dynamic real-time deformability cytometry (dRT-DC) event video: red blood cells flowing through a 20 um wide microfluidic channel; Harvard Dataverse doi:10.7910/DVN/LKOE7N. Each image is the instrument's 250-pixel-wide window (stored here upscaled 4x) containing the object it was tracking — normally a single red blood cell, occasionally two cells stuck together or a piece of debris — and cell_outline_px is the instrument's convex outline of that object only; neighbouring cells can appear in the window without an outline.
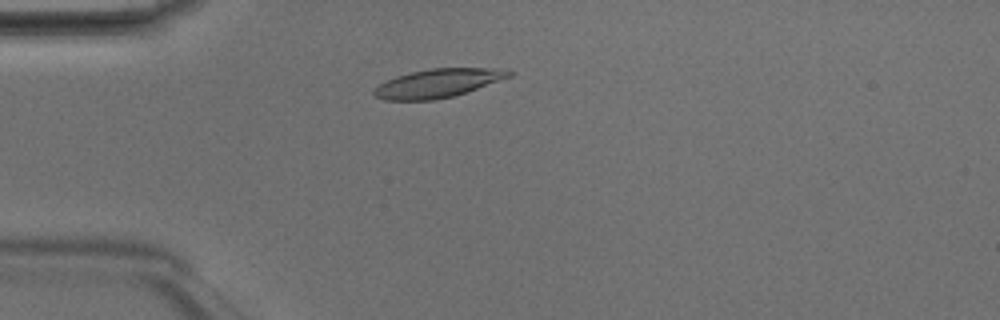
{"species": "Egyptian fruit bat (a non-hibernating species)", "species_latin": "Rousettus aegyptiacus", "temperature_condition": "room temperature", "stored_images_in_passage": 44, "camera_frame_rate_fps": 3000, "um_per_image_px": 0.085, "animal": {"sex": "male"}, "frame": {"image": 1, "passage_image": 9, "time_ms": 2.667, "image_size_px": [1000, 320], "cell_outline_px": [[516, 72], [512, 76], [452, 96], [436, 100], [384, 100], [376, 96], [372, 92], [380, 84], [396, 76], [412, 72], [432, 68], [484, 68]], "centroid_in_image_um": [37.19, 7.08], "position_along_channel_um": 47.8, "area_um2": 21.96}}
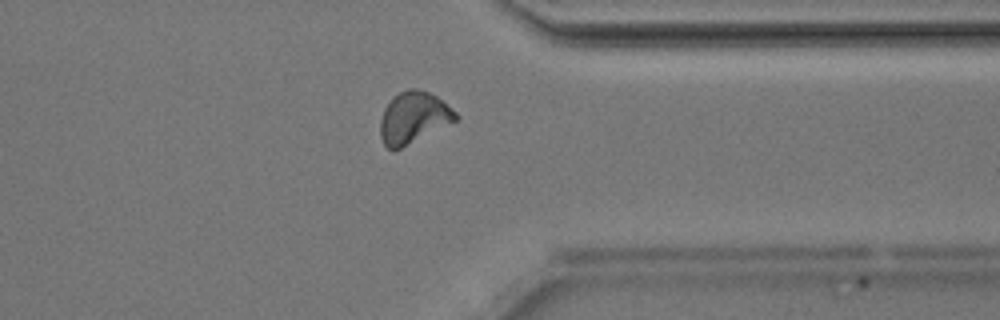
{"frame": {"image": 2, "passage_image": 34, "time_ms": 11.0, "image_size_px": [1000, 320], "cell_outline_px": [[460, 120], [392, 152], [384, 144], [380, 136], [380, 120], [384, 108], [400, 92], [408, 88], [416, 88], [428, 92], [436, 96], [452, 108], [460, 116]], "centroid_in_image_um": [35.18, 10.02], "position_along_channel_um": 376.2, "area_um2": 22.77}}
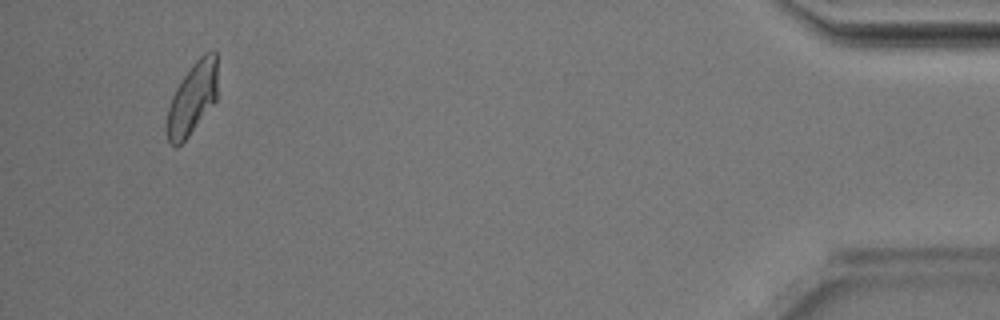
{"frame": {"image": 3, "passage_image": 42, "time_ms": 13.667, "image_size_px": [1000, 320], "cell_outline_px": [[216, 100], [188, 136], [176, 148], [168, 140], [164, 124], [168, 108], [172, 96], [176, 88], [192, 64], [204, 52], [216, 52]], "centroid_in_image_um": [16.31, 8.39], "position_along_channel_um": 418.9, "area_um2": 21.04}, "authors_computed_cell_mechanics": {"area_um2": 21.964, "velocity_mm_per_s": 4.1872, "shape_relaxation_time_tau1_ms": 3.6692, "shape_relaxation_time_tau2_ms": 1.2988, "deformation_change_tau1": 0.1673, "deformation_change_tau2": 0.0716}}